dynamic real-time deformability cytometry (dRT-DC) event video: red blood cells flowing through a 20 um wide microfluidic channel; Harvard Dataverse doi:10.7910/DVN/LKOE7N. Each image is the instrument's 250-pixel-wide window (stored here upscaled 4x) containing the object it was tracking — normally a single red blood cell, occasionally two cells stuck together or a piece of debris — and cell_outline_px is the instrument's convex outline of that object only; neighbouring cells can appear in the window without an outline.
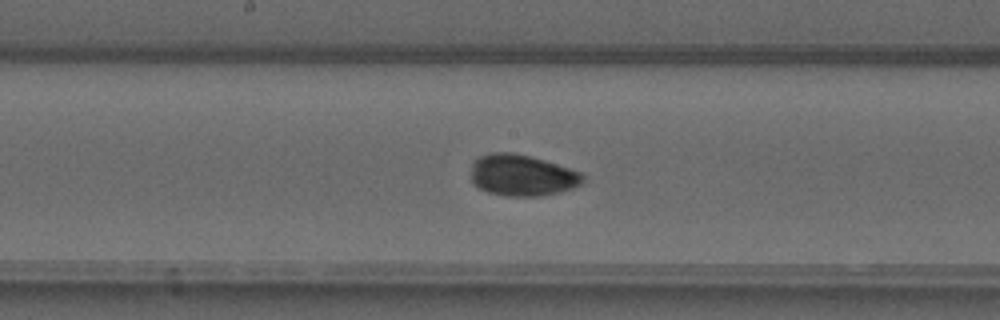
{"species": "common noctule bat (a hibernating species)", "species_latin": "Nyctalus noctula", "temperature_condition": "warm", "stored_images_in_passage": 47, "camera_frame_rate_fps": 3000, "um_per_image_px": 0.085, "animal": {"sex": "male", "forearm_length_mm": 52.5}, "frame": {"image": 1, "passage_image": 23, "time_ms": 7.333, "image_size_px": [1000, 320], "cell_outline_px": [[584, 184], [560, 192], [540, 196], [504, 196], [488, 192], [472, 184], [472, 160], [488, 152], [512, 152], [544, 160], [580, 172], [584, 176]], "centroid_in_image_um": [44.36, 14.9], "position_along_channel_um": 203.8, "area_um2": 27.11}}
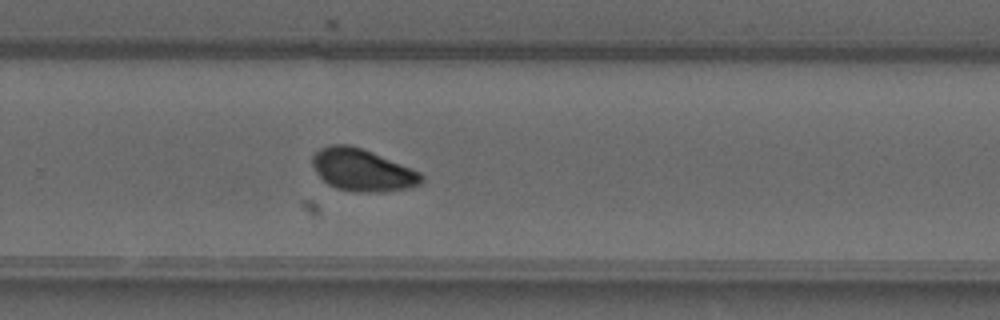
{"frame": {"image": 2, "passage_image": 30, "time_ms": 9.667, "image_size_px": [1000, 320], "cell_outline_px": [[424, 180], [420, 184], [408, 188], [380, 192], [352, 192], [336, 188], [328, 184], [320, 176], [312, 164], [312, 156], [320, 148], [332, 144], [348, 144], [372, 152], [412, 168], [420, 172], [424, 176]], "centroid_in_image_um": [30.81, 14.46], "position_along_channel_um": 299.0, "area_um2": 26.76}}
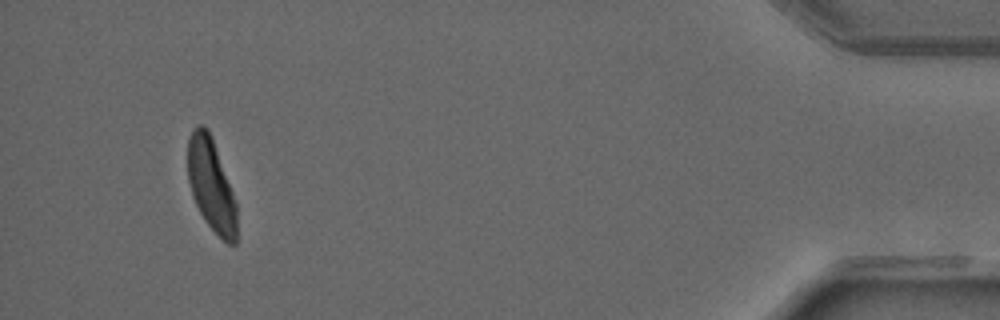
{"frame": {"image": 3, "passage_image": 44, "time_ms": 14.333, "image_size_px": [1000, 320], "cell_outline_px": [[236, 244], [228, 244], [204, 220], [192, 196], [188, 180], [188, 140], [192, 132], [200, 124], [208, 128], [232, 192], [236, 204]], "centroid_in_image_um": [17.94, 15.74], "position_along_channel_um": 417.3, "area_um2": 25.72}, "authors_computed_cell_mechanics": {"area_um2": 26.588, "velocity_mm_per_s": 4.106, "shape_relaxation_time_tau1_ms": 2.4615, "shape_relaxation_time_tau2_ms": 0.679, "deformation_change_tau1": 0.1233, "deformation_change_tau2": 0.0467}}